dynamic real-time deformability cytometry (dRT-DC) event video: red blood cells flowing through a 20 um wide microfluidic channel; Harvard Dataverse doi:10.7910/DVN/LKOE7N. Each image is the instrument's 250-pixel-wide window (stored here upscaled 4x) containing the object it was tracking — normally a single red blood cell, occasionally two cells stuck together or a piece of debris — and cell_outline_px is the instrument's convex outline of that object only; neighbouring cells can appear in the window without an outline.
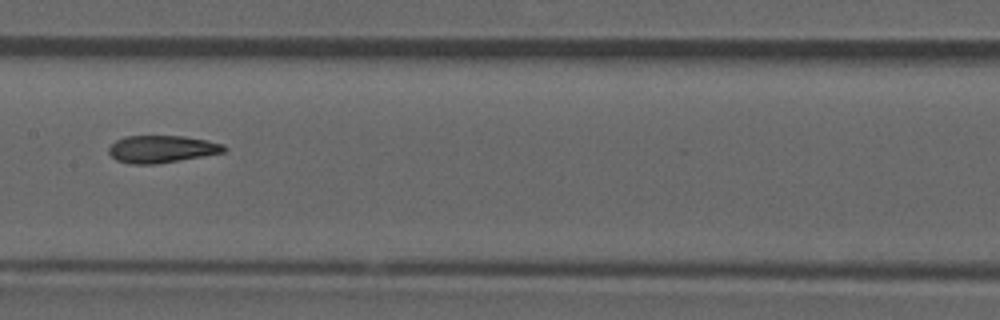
{"species": "common noctule bat (a hibernating species)", "species_latin": "Nyctalus noctula", "temperature_condition": "room temperature", "stored_images_in_passage": 11, "camera_frame_rate_fps": 3000, "um_per_image_px": 0.085, "animal": {"sex": "male", "forearm_length_mm": 52.5}, "frame": {"image": 1, "passage_image": 4, "time_ms": 1.0, "image_size_px": [1000, 320], "cell_outline_px": [[228, 148], [224, 152], [156, 164], [132, 164], [116, 160], [108, 152], [108, 148], [116, 140], [124, 136], [184, 136], [224, 144]], "centroid_in_image_um": [13.72, 12.67], "position_along_channel_um": 193.7, "area_um2": 18.21}}
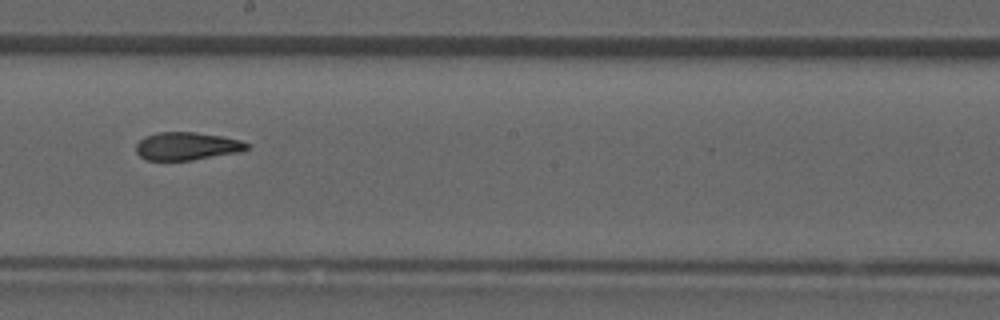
{"frame": {"image": 2, "passage_image": 5, "time_ms": 1.333, "image_size_px": [1000, 320], "cell_outline_px": [[248, 148], [244, 152], [192, 160], [144, 160], [136, 152], [136, 144], [144, 136], [156, 132], [196, 132], [220, 136], [240, 140], [248, 144]], "centroid_in_image_um": [15.88, 12.43], "position_along_channel_um": 232.3, "area_um2": 18.21}}
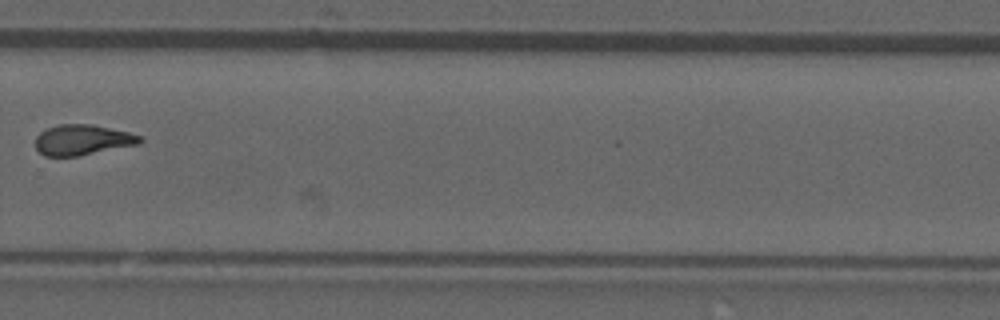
{"frame": {"image": 3, "passage_image": 7, "time_ms": 2.0, "image_size_px": [1000, 320], "cell_outline_px": [[144, 140], [140, 144], [76, 156], [44, 156], [36, 148], [36, 136], [40, 132], [48, 128], [60, 124], [92, 124], [128, 132], [140, 136]], "centroid_in_image_um": [7.02, 11.89], "position_along_channel_um": 322.8, "area_um2": 18.44}}